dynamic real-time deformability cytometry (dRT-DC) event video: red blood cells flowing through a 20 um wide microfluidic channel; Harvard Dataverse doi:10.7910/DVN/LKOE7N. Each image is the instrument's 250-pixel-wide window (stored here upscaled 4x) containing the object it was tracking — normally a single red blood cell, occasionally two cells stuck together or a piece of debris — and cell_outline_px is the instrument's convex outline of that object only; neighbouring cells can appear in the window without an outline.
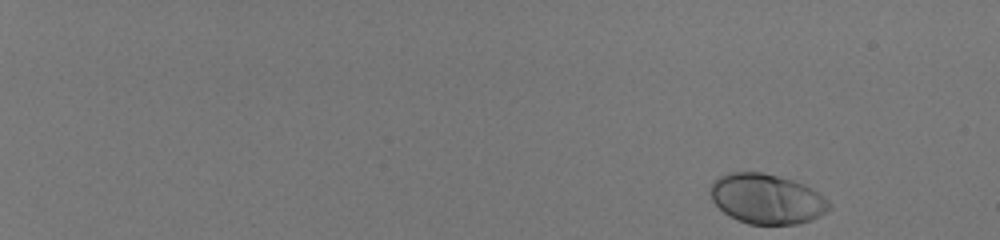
{"species": "human", "species_latin": "Homo sapiens", "temperature_condition": "room temperature", "stored_images_in_passage": 17, "camera_frame_rate_fps": 3000, "um_per_image_px": 0.085, "donor": {"sex": "male"}, "frame": {"image": 1, "passage_image": 1, "time_ms": 0.0, "image_size_px": [1000, 240], "cell_outline_px": [[832, 208], [820, 216], [796, 224], [748, 224], [728, 216], [712, 200], [708, 192], [712, 180], [728, 172], [760, 172], [792, 180], [804, 184], [812, 188], [824, 196], [832, 204]], "centroid_in_image_um": [65.16, 16.9], "position_along_channel_um": 19.8, "area_um2": 34.8}}